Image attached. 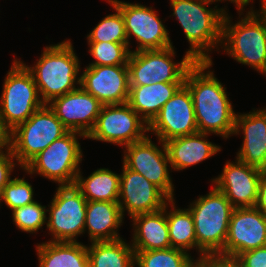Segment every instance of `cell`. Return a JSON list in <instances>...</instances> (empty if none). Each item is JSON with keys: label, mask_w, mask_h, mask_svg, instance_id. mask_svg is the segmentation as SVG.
<instances>
[{"label": "cell", "mask_w": 266, "mask_h": 267, "mask_svg": "<svg viewBox=\"0 0 266 267\" xmlns=\"http://www.w3.org/2000/svg\"><path fill=\"white\" fill-rule=\"evenodd\" d=\"M212 65L213 62H196L187 71L184 85L192 96L198 132L227 139L234 133L236 113L226 87L214 71H209Z\"/></svg>", "instance_id": "1"}, {"label": "cell", "mask_w": 266, "mask_h": 267, "mask_svg": "<svg viewBox=\"0 0 266 267\" xmlns=\"http://www.w3.org/2000/svg\"><path fill=\"white\" fill-rule=\"evenodd\" d=\"M208 0H170L174 16L180 23L190 48L186 53L195 62H212L209 55L219 50L225 8H209Z\"/></svg>", "instance_id": "2"}, {"label": "cell", "mask_w": 266, "mask_h": 267, "mask_svg": "<svg viewBox=\"0 0 266 267\" xmlns=\"http://www.w3.org/2000/svg\"><path fill=\"white\" fill-rule=\"evenodd\" d=\"M253 7L233 24L226 11L222 22V42L225 52L236 62L248 65L260 74L266 71V7ZM231 18V19H230ZM232 23V24H231Z\"/></svg>", "instance_id": "3"}, {"label": "cell", "mask_w": 266, "mask_h": 267, "mask_svg": "<svg viewBox=\"0 0 266 267\" xmlns=\"http://www.w3.org/2000/svg\"><path fill=\"white\" fill-rule=\"evenodd\" d=\"M74 51L71 40H64L58 44L45 46L34 66L22 62L32 73L44 104L80 86V61Z\"/></svg>", "instance_id": "4"}, {"label": "cell", "mask_w": 266, "mask_h": 267, "mask_svg": "<svg viewBox=\"0 0 266 267\" xmlns=\"http://www.w3.org/2000/svg\"><path fill=\"white\" fill-rule=\"evenodd\" d=\"M189 204L193 216L196 251L201 260L208 254L225 255V242L234 207L224 193L215 186L204 196Z\"/></svg>", "instance_id": "5"}, {"label": "cell", "mask_w": 266, "mask_h": 267, "mask_svg": "<svg viewBox=\"0 0 266 267\" xmlns=\"http://www.w3.org/2000/svg\"><path fill=\"white\" fill-rule=\"evenodd\" d=\"M68 131L48 104H44L25 122L9 132V147L18 166L23 169L54 140Z\"/></svg>", "instance_id": "6"}, {"label": "cell", "mask_w": 266, "mask_h": 267, "mask_svg": "<svg viewBox=\"0 0 266 267\" xmlns=\"http://www.w3.org/2000/svg\"><path fill=\"white\" fill-rule=\"evenodd\" d=\"M43 105L32 73L22 61L14 58L4 79L0 98L2 126L11 132Z\"/></svg>", "instance_id": "7"}, {"label": "cell", "mask_w": 266, "mask_h": 267, "mask_svg": "<svg viewBox=\"0 0 266 267\" xmlns=\"http://www.w3.org/2000/svg\"><path fill=\"white\" fill-rule=\"evenodd\" d=\"M78 137L86 138L82 133L68 131L41 151L22 170L31 175L37 173L58 183V186L74 185L83 158Z\"/></svg>", "instance_id": "8"}, {"label": "cell", "mask_w": 266, "mask_h": 267, "mask_svg": "<svg viewBox=\"0 0 266 267\" xmlns=\"http://www.w3.org/2000/svg\"><path fill=\"white\" fill-rule=\"evenodd\" d=\"M175 46L160 50L130 53L128 59L129 86L150 85L159 82H184L187 71L196 63L187 53L180 62H174Z\"/></svg>", "instance_id": "9"}, {"label": "cell", "mask_w": 266, "mask_h": 267, "mask_svg": "<svg viewBox=\"0 0 266 267\" xmlns=\"http://www.w3.org/2000/svg\"><path fill=\"white\" fill-rule=\"evenodd\" d=\"M48 205L46 227L52 242H77L83 235L87 200L74 185L58 186Z\"/></svg>", "instance_id": "10"}, {"label": "cell", "mask_w": 266, "mask_h": 267, "mask_svg": "<svg viewBox=\"0 0 266 267\" xmlns=\"http://www.w3.org/2000/svg\"><path fill=\"white\" fill-rule=\"evenodd\" d=\"M148 124L128 103L103 105L93 130L86 137L125 147L144 139Z\"/></svg>", "instance_id": "11"}, {"label": "cell", "mask_w": 266, "mask_h": 267, "mask_svg": "<svg viewBox=\"0 0 266 267\" xmlns=\"http://www.w3.org/2000/svg\"><path fill=\"white\" fill-rule=\"evenodd\" d=\"M158 141L162 148L153 143L148 134L144 139L125 146L122 162L126 168L142 174L171 200L175 194L168 152L165 143Z\"/></svg>", "instance_id": "12"}, {"label": "cell", "mask_w": 266, "mask_h": 267, "mask_svg": "<svg viewBox=\"0 0 266 267\" xmlns=\"http://www.w3.org/2000/svg\"><path fill=\"white\" fill-rule=\"evenodd\" d=\"M121 12L125 22V31L130 49V39L138 42L136 50H160L173 46L162 20L157 11L139 3H128L119 0H109Z\"/></svg>", "instance_id": "13"}, {"label": "cell", "mask_w": 266, "mask_h": 267, "mask_svg": "<svg viewBox=\"0 0 266 267\" xmlns=\"http://www.w3.org/2000/svg\"><path fill=\"white\" fill-rule=\"evenodd\" d=\"M148 132H153L164 143L198 132L192 96L184 84L163 105L148 125Z\"/></svg>", "instance_id": "14"}, {"label": "cell", "mask_w": 266, "mask_h": 267, "mask_svg": "<svg viewBox=\"0 0 266 267\" xmlns=\"http://www.w3.org/2000/svg\"><path fill=\"white\" fill-rule=\"evenodd\" d=\"M262 173V170L236 159L235 162L227 161L222 173L211 182L234 208L255 207Z\"/></svg>", "instance_id": "15"}, {"label": "cell", "mask_w": 266, "mask_h": 267, "mask_svg": "<svg viewBox=\"0 0 266 267\" xmlns=\"http://www.w3.org/2000/svg\"><path fill=\"white\" fill-rule=\"evenodd\" d=\"M170 199L142 174L122 166L118 203L124 216L127 211L132 218L164 208Z\"/></svg>", "instance_id": "16"}, {"label": "cell", "mask_w": 266, "mask_h": 267, "mask_svg": "<svg viewBox=\"0 0 266 267\" xmlns=\"http://www.w3.org/2000/svg\"><path fill=\"white\" fill-rule=\"evenodd\" d=\"M48 106L69 131L86 137L93 130L103 104L81 86L53 99Z\"/></svg>", "instance_id": "17"}, {"label": "cell", "mask_w": 266, "mask_h": 267, "mask_svg": "<svg viewBox=\"0 0 266 267\" xmlns=\"http://www.w3.org/2000/svg\"><path fill=\"white\" fill-rule=\"evenodd\" d=\"M266 246V216L256 207L235 208L228 227L225 255L237 257L243 252Z\"/></svg>", "instance_id": "18"}, {"label": "cell", "mask_w": 266, "mask_h": 267, "mask_svg": "<svg viewBox=\"0 0 266 267\" xmlns=\"http://www.w3.org/2000/svg\"><path fill=\"white\" fill-rule=\"evenodd\" d=\"M80 86L103 105L125 104L129 96L128 66H86Z\"/></svg>", "instance_id": "19"}, {"label": "cell", "mask_w": 266, "mask_h": 267, "mask_svg": "<svg viewBox=\"0 0 266 267\" xmlns=\"http://www.w3.org/2000/svg\"><path fill=\"white\" fill-rule=\"evenodd\" d=\"M243 135L236 159L266 171V109H253L249 113H237L233 135Z\"/></svg>", "instance_id": "20"}, {"label": "cell", "mask_w": 266, "mask_h": 267, "mask_svg": "<svg viewBox=\"0 0 266 267\" xmlns=\"http://www.w3.org/2000/svg\"><path fill=\"white\" fill-rule=\"evenodd\" d=\"M208 135V133L197 132L166 141L171 170H184L220 152L221 146L208 141Z\"/></svg>", "instance_id": "21"}, {"label": "cell", "mask_w": 266, "mask_h": 267, "mask_svg": "<svg viewBox=\"0 0 266 267\" xmlns=\"http://www.w3.org/2000/svg\"><path fill=\"white\" fill-rule=\"evenodd\" d=\"M133 237L131 246L134 251H149L171 248L166 204L164 208L150 213L133 216Z\"/></svg>", "instance_id": "22"}, {"label": "cell", "mask_w": 266, "mask_h": 267, "mask_svg": "<svg viewBox=\"0 0 266 267\" xmlns=\"http://www.w3.org/2000/svg\"><path fill=\"white\" fill-rule=\"evenodd\" d=\"M123 218L118 202L87 201L84 234L87 230L90 242L120 239Z\"/></svg>", "instance_id": "23"}, {"label": "cell", "mask_w": 266, "mask_h": 267, "mask_svg": "<svg viewBox=\"0 0 266 267\" xmlns=\"http://www.w3.org/2000/svg\"><path fill=\"white\" fill-rule=\"evenodd\" d=\"M184 82H159L150 85L129 86L127 103L149 125L163 105Z\"/></svg>", "instance_id": "24"}, {"label": "cell", "mask_w": 266, "mask_h": 267, "mask_svg": "<svg viewBox=\"0 0 266 267\" xmlns=\"http://www.w3.org/2000/svg\"><path fill=\"white\" fill-rule=\"evenodd\" d=\"M39 267H88L87 245L81 242H42L36 245Z\"/></svg>", "instance_id": "25"}, {"label": "cell", "mask_w": 266, "mask_h": 267, "mask_svg": "<svg viewBox=\"0 0 266 267\" xmlns=\"http://www.w3.org/2000/svg\"><path fill=\"white\" fill-rule=\"evenodd\" d=\"M74 186L87 201L118 202L120 194V174L108 168H99L87 178L79 170Z\"/></svg>", "instance_id": "26"}, {"label": "cell", "mask_w": 266, "mask_h": 267, "mask_svg": "<svg viewBox=\"0 0 266 267\" xmlns=\"http://www.w3.org/2000/svg\"><path fill=\"white\" fill-rule=\"evenodd\" d=\"M88 267H135V252L123 238L87 246Z\"/></svg>", "instance_id": "27"}, {"label": "cell", "mask_w": 266, "mask_h": 267, "mask_svg": "<svg viewBox=\"0 0 266 267\" xmlns=\"http://www.w3.org/2000/svg\"><path fill=\"white\" fill-rule=\"evenodd\" d=\"M168 206L172 207L170 211H168ZM177 208L175 206V199H171L166 203L169 240L171 247L188 252L190 249H196L193 216L188 208Z\"/></svg>", "instance_id": "28"}, {"label": "cell", "mask_w": 266, "mask_h": 267, "mask_svg": "<svg viewBox=\"0 0 266 267\" xmlns=\"http://www.w3.org/2000/svg\"><path fill=\"white\" fill-rule=\"evenodd\" d=\"M136 267H192L196 259L189 253L178 249L168 248L149 251H134Z\"/></svg>", "instance_id": "29"}, {"label": "cell", "mask_w": 266, "mask_h": 267, "mask_svg": "<svg viewBox=\"0 0 266 267\" xmlns=\"http://www.w3.org/2000/svg\"><path fill=\"white\" fill-rule=\"evenodd\" d=\"M115 13L104 17L87 35V42H113L128 44L125 22L120 10L109 0Z\"/></svg>", "instance_id": "30"}, {"label": "cell", "mask_w": 266, "mask_h": 267, "mask_svg": "<svg viewBox=\"0 0 266 267\" xmlns=\"http://www.w3.org/2000/svg\"><path fill=\"white\" fill-rule=\"evenodd\" d=\"M89 53L95 59L88 66H128L131 53L128 44L113 42H87Z\"/></svg>", "instance_id": "31"}, {"label": "cell", "mask_w": 266, "mask_h": 267, "mask_svg": "<svg viewBox=\"0 0 266 267\" xmlns=\"http://www.w3.org/2000/svg\"><path fill=\"white\" fill-rule=\"evenodd\" d=\"M46 206L35 201L12 210V220L22 232L36 233L47 223Z\"/></svg>", "instance_id": "32"}, {"label": "cell", "mask_w": 266, "mask_h": 267, "mask_svg": "<svg viewBox=\"0 0 266 267\" xmlns=\"http://www.w3.org/2000/svg\"><path fill=\"white\" fill-rule=\"evenodd\" d=\"M33 196V187L25 180V177H15L3 188L0 194V204L4 201L8 208L14 210L15 208L35 202Z\"/></svg>", "instance_id": "33"}, {"label": "cell", "mask_w": 266, "mask_h": 267, "mask_svg": "<svg viewBox=\"0 0 266 267\" xmlns=\"http://www.w3.org/2000/svg\"><path fill=\"white\" fill-rule=\"evenodd\" d=\"M15 165H18V163L13 156L10 147L8 146L0 150V194L3 191V188L12 179L11 172L14 171V168L16 167Z\"/></svg>", "instance_id": "34"}, {"label": "cell", "mask_w": 266, "mask_h": 267, "mask_svg": "<svg viewBox=\"0 0 266 267\" xmlns=\"http://www.w3.org/2000/svg\"><path fill=\"white\" fill-rule=\"evenodd\" d=\"M236 258L242 267H266V246L243 252Z\"/></svg>", "instance_id": "35"}, {"label": "cell", "mask_w": 266, "mask_h": 267, "mask_svg": "<svg viewBox=\"0 0 266 267\" xmlns=\"http://www.w3.org/2000/svg\"><path fill=\"white\" fill-rule=\"evenodd\" d=\"M201 261L207 267H242L241 262L236 257L222 254H208Z\"/></svg>", "instance_id": "36"}, {"label": "cell", "mask_w": 266, "mask_h": 267, "mask_svg": "<svg viewBox=\"0 0 266 267\" xmlns=\"http://www.w3.org/2000/svg\"><path fill=\"white\" fill-rule=\"evenodd\" d=\"M255 207L266 216V171H263L259 183L258 199Z\"/></svg>", "instance_id": "37"}, {"label": "cell", "mask_w": 266, "mask_h": 267, "mask_svg": "<svg viewBox=\"0 0 266 267\" xmlns=\"http://www.w3.org/2000/svg\"><path fill=\"white\" fill-rule=\"evenodd\" d=\"M9 146V132L2 126L0 120V150Z\"/></svg>", "instance_id": "38"}, {"label": "cell", "mask_w": 266, "mask_h": 267, "mask_svg": "<svg viewBox=\"0 0 266 267\" xmlns=\"http://www.w3.org/2000/svg\"><path fill=\"white\" fill-rule=\"evenodd\" d=\"M208 1L215 3L218 1L222 2V1H228V0H208ZM250 1H254V0H229L228 2L235 3V6L237 7L238 12H239V11L245 10L246 6L249 5V3H251Z\"/></svg>", "instance_id": "39"}, {"label": "cell", "mask_w": 266, "mask_h": 267, "mask_svg": "<svg viewBox=\"0 0 266 267\" xmlns=\"http://www.w3.org/2000/svg\"><path fill=\"white\" fill-rule=\"evenodd\" d=\"M192 267H207V266L201 260L196 259Z\"/></svg>", "instance_id": "40"}, {"label": "cell", "mask_w": 266, "mask_h": 267, "mask_svg": "<svg viewBox=\"0 0 266 267\" xmlns=\"http://www.w3.org/2000/svg\"><path fill=\"white\" fill-rule=\"evenodd\" d=\"M260 2L266 7V0H260Z\"/></svg>", "instance_id": "41"}]
</instances>
